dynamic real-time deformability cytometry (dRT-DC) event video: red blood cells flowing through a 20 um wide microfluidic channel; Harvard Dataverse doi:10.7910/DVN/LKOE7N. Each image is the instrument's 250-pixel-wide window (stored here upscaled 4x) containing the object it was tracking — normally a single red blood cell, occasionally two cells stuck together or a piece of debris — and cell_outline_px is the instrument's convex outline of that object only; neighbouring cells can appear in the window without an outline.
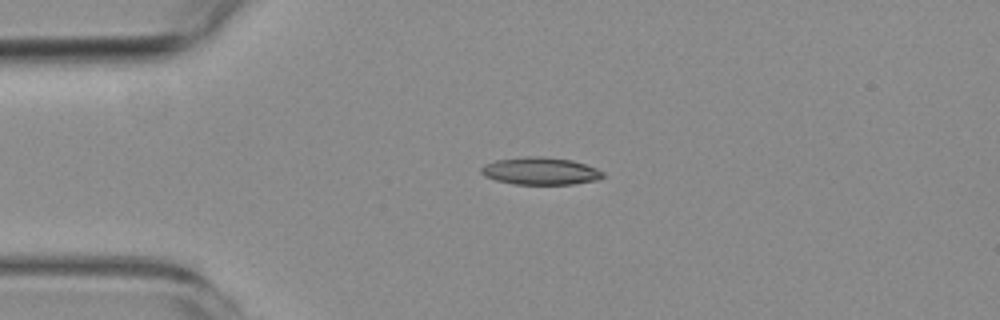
{"species": "common noctule bat (a hibernating species)", "species_latin": "Nyctalus noctula", "temperature_condition": "room temperature", "stored_images_in_passage": 2, "camera_frame_rate_fps": 3000, "um_per_image_px": 0.085, "animal": {"sex": "female", "body_mass_g": 19.3, "forearm_length_mm": 54.1}, "frame": {"image": 1, "passage_image": 1, "time_ms": 0.0, "image_size_px": [1000, 320], "cell_outline_px": [[604, 176], [596, 180], [572, 184], [512, 184], [496, 180], [484, 176], [480, 172], [480, 168], [484, 164], [496, 160], [524, 156], [540, 156], [572, 160], [596, 168], [604, 172]], "centroid_in_image_um": [45.9, 14.53], "position_along_channel_um": 39.1, "area_um2": 19.48}}